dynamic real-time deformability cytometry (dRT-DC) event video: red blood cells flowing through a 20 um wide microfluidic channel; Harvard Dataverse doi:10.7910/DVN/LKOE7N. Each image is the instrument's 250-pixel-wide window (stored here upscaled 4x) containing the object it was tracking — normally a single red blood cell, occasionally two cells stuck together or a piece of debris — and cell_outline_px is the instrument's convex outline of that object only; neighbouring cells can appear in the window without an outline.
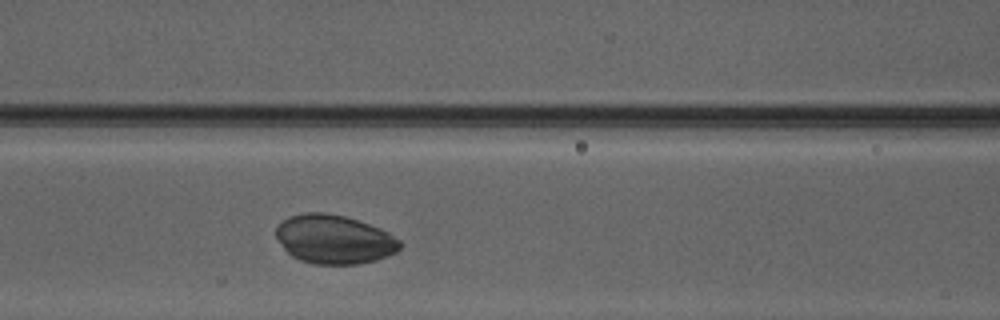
{"species": "Egyptian fruit bat (a non-hibernating species)", "species_latin": "Rousettus aegyptiacus", "temperature_condition": "warm", "stored_images_in_passage": 30, "camera_frame_rate_fps": 3000, "um_per_image_px": 0.085, "animal": {"sex": "male"}, "frame": {"image": 1, "passage_image": 11, "time_ms": 3.333, "image_size_px": [1000, 320], "cell_outline_px": [[404, 244], [396, 252], [388, 256], [376, 260], [360, 264], [312, 264], [300, 260], [292, 256], [284, 248], [276, 236], [276, 228], [288, 216], [304, 212], [324, 212], [344, 216], [380, 228], [388, 232], [400, 240]], "centroid_in_image_um": [28.43, 20.35], "position_along_channel_um": 138.2, "area_um2": 35.37}}
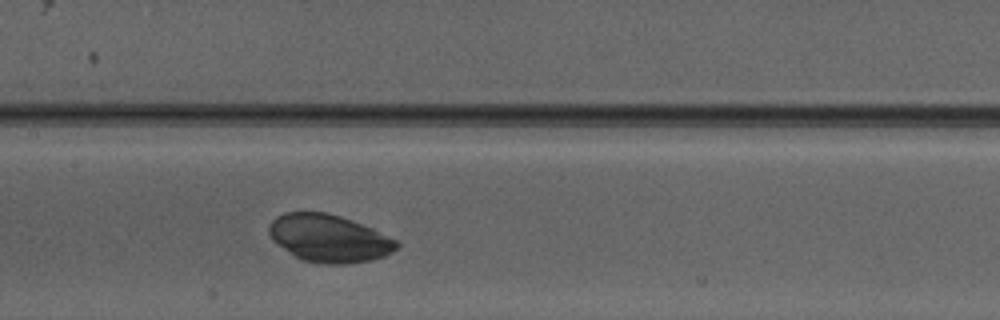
{"frame": {"image": 2, "passage_image": 14, "time_ms": 4.333, "image_size_px": [1000, 320], "cell_outline_px": [[400, 244], [392, 252], [384, 256], [372, 260], [348, 264], [320, 264], [300, 260], [288, 252], [272, 240], [268, 236], [268, 224], [276, 216], [284, 212], [328, 212], [352, 220], [372, 228], [396, 240]], "centroid_in_image_um": [27.92, 20.26], "position_along_channel_um": 179.5, "area_um2": 35.72}}
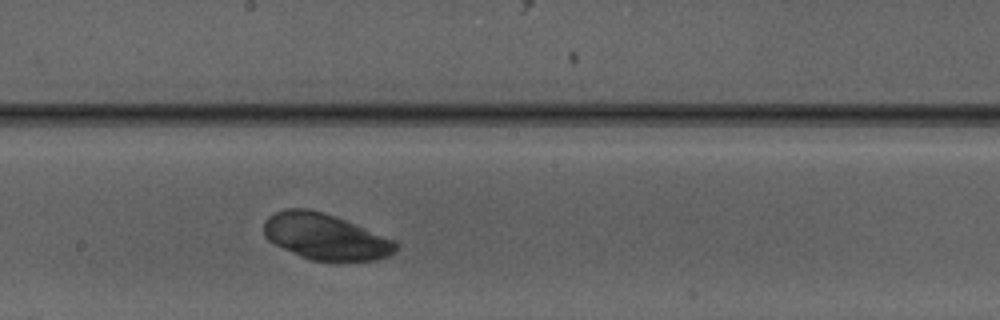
{"frame": {"image": 3, "passage_image": 17, "time_ms": 5.333, "image_size_px": [1000, 320], "cell_outline_px": [[400, 244], [396, 252], [392, 256], [376, 260], [308, 260], [268, 240], [264, 236], [264, 220], [268, 216], [284, 208], [308, 208], [324, 212], [396, 240]], "centroid_in_image_um": [27.69, 20.11], "position_along_channel_um": 220.5, "area_um2": 35.49}}